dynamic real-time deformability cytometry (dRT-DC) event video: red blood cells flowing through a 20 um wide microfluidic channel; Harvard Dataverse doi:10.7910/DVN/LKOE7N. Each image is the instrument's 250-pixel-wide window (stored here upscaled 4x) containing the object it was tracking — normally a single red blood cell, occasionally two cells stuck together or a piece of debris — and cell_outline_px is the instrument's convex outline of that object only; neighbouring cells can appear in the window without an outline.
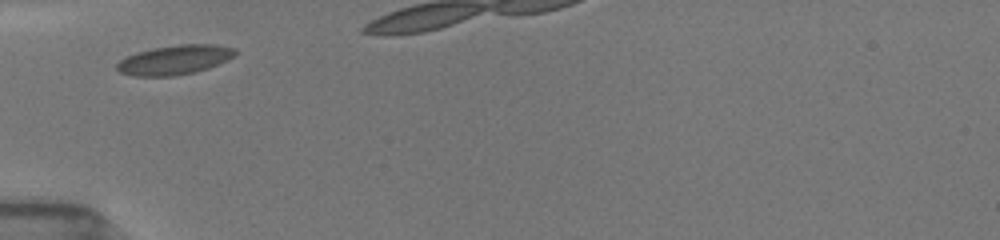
{"species": "common noctule bat (a hibernating species)", "species_latin": "Nyctalus noctula", "temperature_condition": "room temperature", "stored_images_in_passage": 9, "camera_frame_rate_fps": 3000, "um_per_image_px": 0.085, "animal": {"sex": "female", "body_mass_g": 19.5, "forearm_length_mm": 54.1}, "frame": {"image": 1, "passage_image": 1, "time_ms": 0.0, "image_size_px": [1000, 240], "cell_outline_px": [[236, 56], [228, 60], [208, 68], [196, 72], [172, 76], [136, 76], [120, 72], [116, 68], [116, 64], [120, 60], [136, 52], [152, 48], [176, 44], [216, 44], [236, 48]], "centroid_in_image_um": [14.88, 5.07], "position_along_channel_um": 70.1, "area_um2": 20.46}}
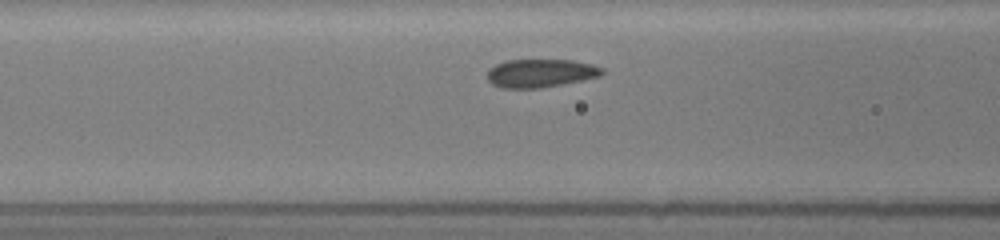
{"frame": {"image": 2, "passage_image": 6, "time_ms": 1.333, "image_size_px": [1000, 240], "cell_outline_px": [[604, 72], [600, 76], [540, 88], [500, 88], [492, 84], [488, 80], [488, 68], [504, 60], [572, 60], [592, 64], [604, 68]], "centroid_in_image_um": [45.92, 6.21], "position_along_channel_um": 120.7, "area_um2": 18.9}}